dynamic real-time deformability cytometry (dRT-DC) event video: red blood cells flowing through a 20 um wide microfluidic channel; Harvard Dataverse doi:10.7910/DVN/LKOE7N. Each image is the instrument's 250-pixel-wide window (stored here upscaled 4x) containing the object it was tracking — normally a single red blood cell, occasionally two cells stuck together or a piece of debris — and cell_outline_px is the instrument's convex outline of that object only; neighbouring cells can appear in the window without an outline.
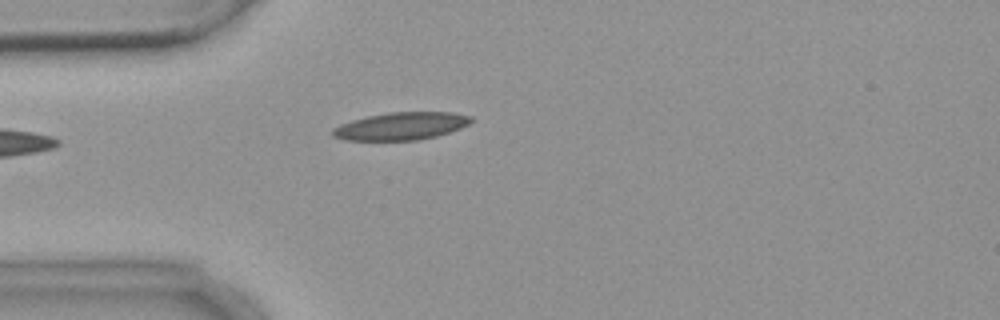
{"species": "common noctule bat (a hibernating species)", "species_latin": "Nyctalus noctula", "temperature_condition": "warm", "stored_images_in_passage": 2, "camera_frame_rate_fps": 3000, "um_per_image_px": 0.085, "animal": {"sex": "female", "body_mass_g": 18.4}, "frame": {"image": 1, "passage_image": 2, "time_ms": 1.0, "image_size_px": [1000, 320], "cell_outline_px": [[476, 120], [460, 128], [436, 136], [420, 140], [344, 140], [332, 136], [332, 128], [340, 124], [352, 120], [368, 116], [388, 112], [452, 112], [472, 116]], "centroid_in_image_um": [34.1, 10.71], "position_along_channel_um": 50.9, "area_um2": 22.37}}